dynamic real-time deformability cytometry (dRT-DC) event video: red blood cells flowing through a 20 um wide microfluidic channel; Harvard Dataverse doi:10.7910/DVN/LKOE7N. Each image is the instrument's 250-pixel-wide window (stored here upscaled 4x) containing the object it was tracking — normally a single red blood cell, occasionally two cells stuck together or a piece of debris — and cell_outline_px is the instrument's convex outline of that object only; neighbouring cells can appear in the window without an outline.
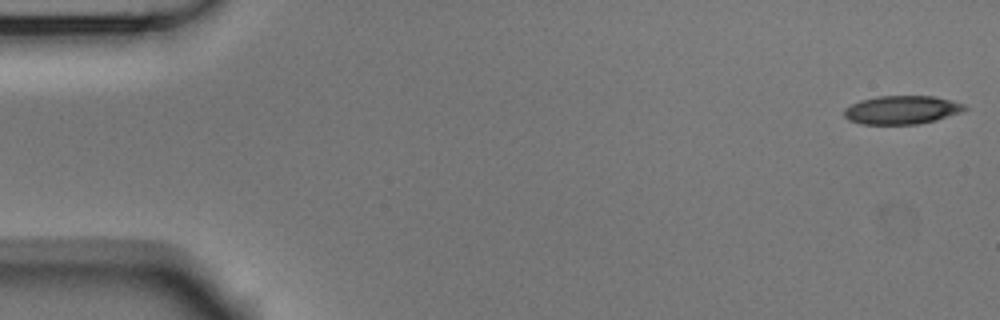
{"species": "Egyptian fruit bat (a non-hibernating species)", "species_latin": "Rousettus aegyptiacus", "temperature_condition": "room temperature", "stored_images_in_passage": 53, "camera_frame_rate_fps": 3000, "um_per_image_px": 0.085, "animal": {"sex": "male"}, "frame": {"image": 1, "passage_image": 1, "time_ms": 0.0, "image_size_px": [1000, 320], "cell_outline_px": [[968, 108], [960, 112], [936, 120], [916, 124], [860, 124], [848, 120], [844, 116], [844, 108], [860, 100], [880, 96], [932, 96], [952, 100], [964, 104]], "centroid_in_image_um": [76.63, 9.34], "position_along_channel_um": 8.4, "area_um2": 19.94}}
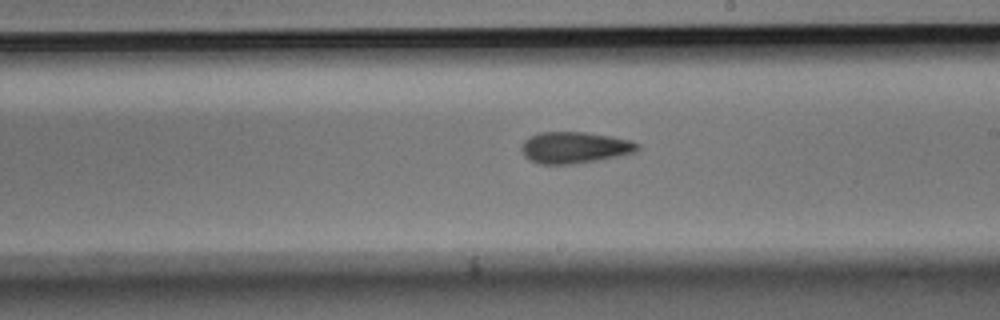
{"frame": {"image": 2, "passage_image": 30, "time_ms": 9.667, "image_size_px": [1000, 320], "cell_outline_px": [[640, 148], [636, 152], [596, 160], [572, 164], [540, 164], [524, 156], [520, 148], [524, 140], [540, 132], [584, 132], [612, 136], [632, 140], [640, 144]], "centroid_in_image_um": [48.86, 12.53], "position_along_channel_um": 240.1, "area_um2": 21.21}}
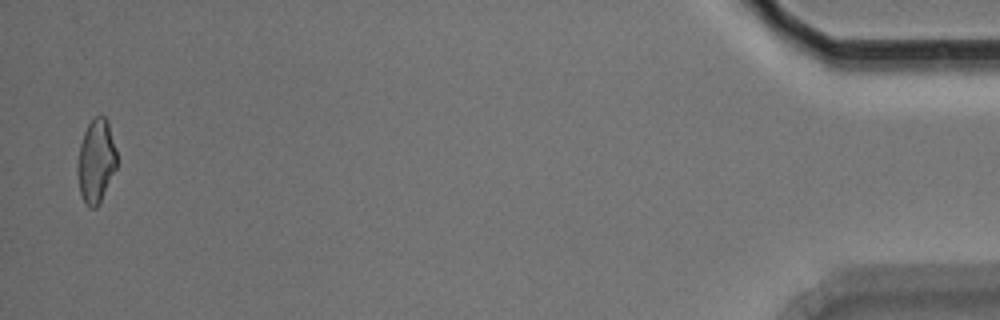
{"frame": {"image": 3, "passage_image": 52, "time_ms": 17.0, "image_size_px": [1000, 320], "cell_outline_px": [[116, 168], [96, 208], [88, 208], [84, 204], [80, 196], [76, 172], [76, 164], [80, 144], [84, 132], [88, 124], [96, 116], [104, 116], [108, 120], [116, 148]], "centroid_in_image_um": [8.13, 13.7], "position_along_channel_um": 427.1, "area_um2": 19.31}, "authors_computed_cell_mechanics": {"area_um2": 20.5768, "velocity_mm_per_s": 3.7691, "shape_relaxation_time_tau1_ms": 6.4973, "shape_relaxation_time_tau2_ms": 4.3077, "deformation_change_tau1": 0.1679, "deformation_change_tau2": 0.1434}}